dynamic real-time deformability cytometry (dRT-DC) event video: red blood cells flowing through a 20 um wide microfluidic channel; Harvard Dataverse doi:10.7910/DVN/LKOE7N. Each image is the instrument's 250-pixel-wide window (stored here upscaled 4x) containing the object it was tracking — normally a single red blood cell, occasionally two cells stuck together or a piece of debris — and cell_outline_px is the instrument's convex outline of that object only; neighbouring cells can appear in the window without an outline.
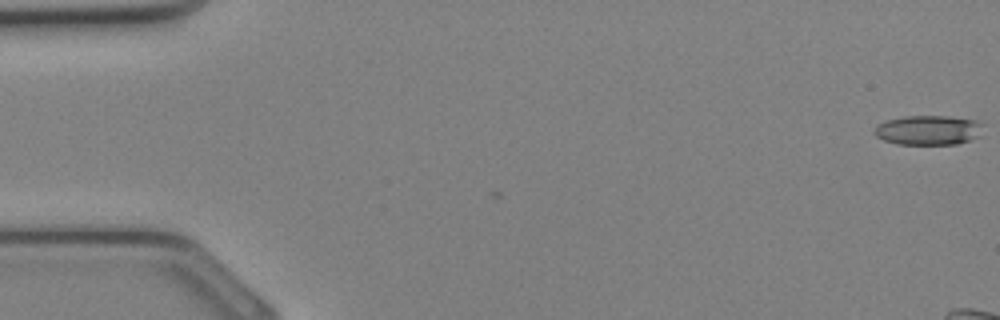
{"species": "Egyptian fruit bat (a non-hibernating species)", "species_latin": "Rousettus aegyptiacus", "temperature_condition": "cold", "stored_images_in_passage": 3, "camera_frame_rate_fps": 3000, "um_per_image_px": 0.085, "animal": {"sex": "female"}, "frame": {"image": 1, "passage_image": 1, "time_ms": 0.0, "image_size_px": [1000, 320], "cell_outline_px": [[984, 124], [980, 136], [956, 144], [896, 144], [884, 140], [876, 136], [872, 132], [880, 124], [888, 120], [904, 116], [948, 116], [976, 120]], "centroid_in_image_um": [78.94, 11.06], "position_along_channel_um": 6.1, "area_um2": 18.73}}